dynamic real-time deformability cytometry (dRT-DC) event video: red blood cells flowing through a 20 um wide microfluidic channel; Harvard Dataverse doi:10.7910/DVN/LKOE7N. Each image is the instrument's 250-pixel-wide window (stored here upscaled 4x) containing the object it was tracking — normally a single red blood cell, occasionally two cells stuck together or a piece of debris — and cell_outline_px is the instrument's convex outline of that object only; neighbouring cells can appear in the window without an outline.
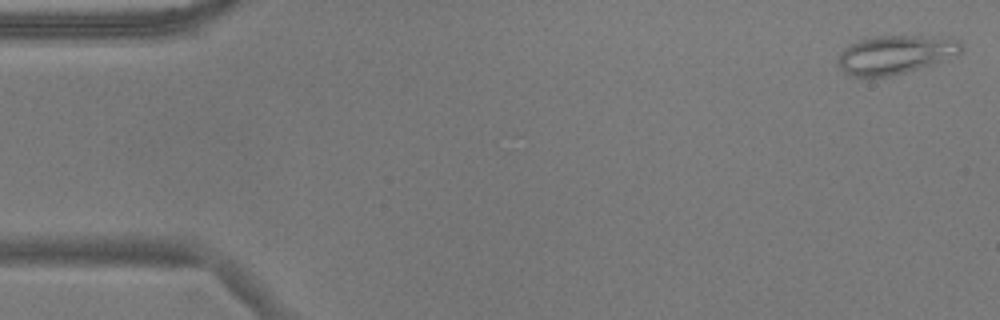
{"species": "common noctule bat (a hibernating species)", "species_latin": "Nyctalus noctula", "temperature_condition": "warm", "stored_images_in_passage": 54, "camera_frame_rate_fps": 3000, "um_per_image_px": 0.085, "animal": {"sex": "male", "body_mass_g": 17.9}, "frame": {"image": 1, "passage_image": 1, "time_ms": 0.0, "image_size_px": [1000, 320], "cell_outline_px": [[964, 48], [956, 56], [932, 64], [904, 72], [888, 76], [852, 76], [844, 72], [836, 64], [836, 60], [840, 52], [844, 48], [856, 40], [872, 36], [948, 36], [960, 40], [964, 44]], "centroid_in_image_um": [76.13, 4.61], "position_along_channel_um": 8.9, "area_um2": 28.15}}
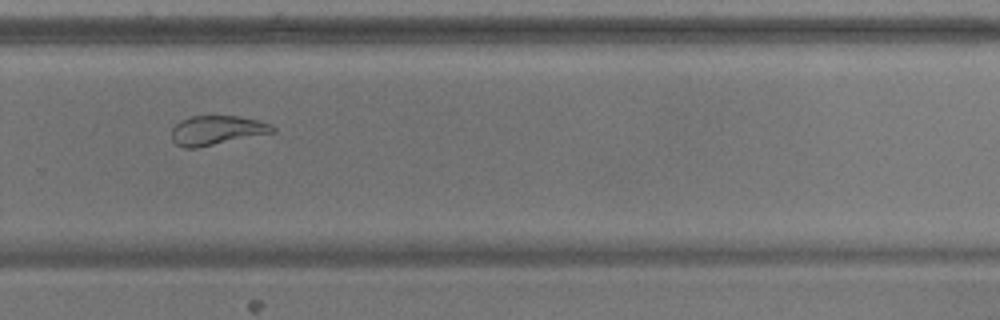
{"frame": {"image": 2, "passage_image": 36, "time_ms": 11.667, "image_size_px": [1000, 320], "cell_outline_px": [[276, 132], [196, 148], [184, 148], [176, 144], [172, 140], [172, 128], [180, 120], [192, 116], [240, 116], [256, 120], [268, 124], [276, 128]], "centroid_in_image_um": [18.41, 11.08], "position_along_channel_um": 311.4, "area_um2": 17.17}}
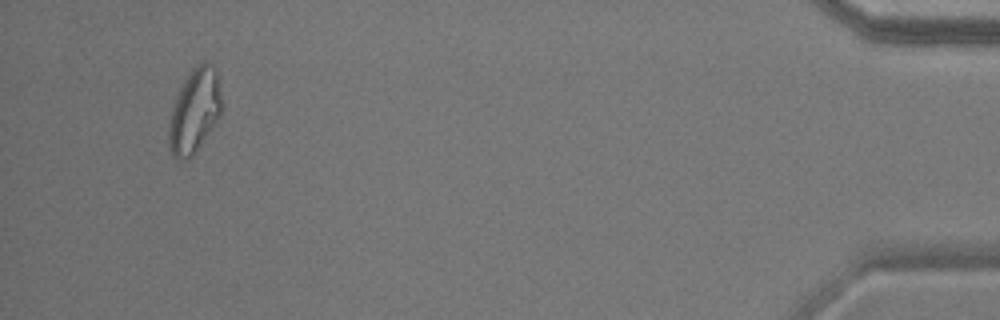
{"frame": {"image": 3, "passage_image": 51, "time_ms": 16.667, "image_size_px": [1000, 320], "cell_outline_px": [[220, 116], [192, 156], [188, 160], [176, 160], [172, 156], [168, 148], [168, 128], [172, 108], [176, 96], [188, 72], [196, 64], [204, 60], [208, 60], [216, 68], [220, 100]], "centroid_in_image_um": [16.49, 9.42], "position_along_channel_um": 418.7, "area_um2": 25.89}, "authors_computed_cell_mechanics": {"area_um2": 21.5594, "velocity_mm_per_s": 3.6709, "shape_relaxation_time_tau1_ms": null, "shape_relaxation_time_tau2_ms": 3.3863, "deformation_change_tau1": null, "deformation_change_tau2": 0.0924}}